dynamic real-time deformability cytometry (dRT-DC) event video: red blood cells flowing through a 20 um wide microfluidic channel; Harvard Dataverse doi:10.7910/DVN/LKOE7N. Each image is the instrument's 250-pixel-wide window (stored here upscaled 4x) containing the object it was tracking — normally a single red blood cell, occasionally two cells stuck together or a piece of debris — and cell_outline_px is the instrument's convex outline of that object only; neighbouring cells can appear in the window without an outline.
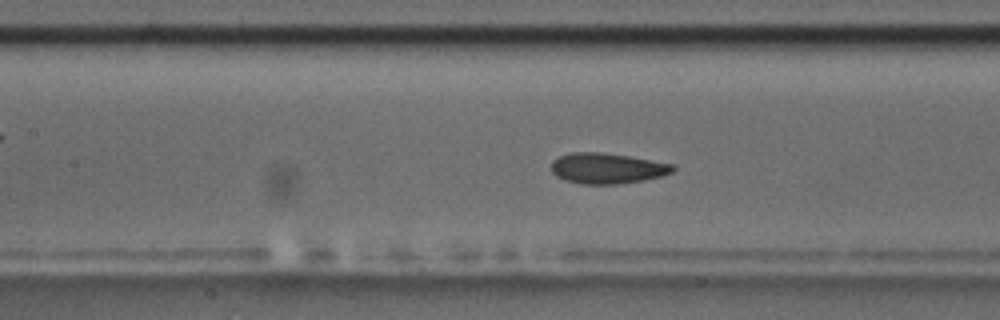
{"species": "common noctule bat (a hibernating species)", "species_latin": "Nyctalus noctula", "temperature_condition": "room temperature", "stored_images_in_passage": 57, "camera_frame_rate_fps": 3000, "um_per_image_px": 0.085, "animal": {"sex": "male", "body_mass_g": 17.5, "forearm_length_mm": 52.3}, "frame": {"image": 1, "passage_image": 25, "time_ms": 8.0, "image_size_px": [1000, 320], "cell_outline_px": [[676, 168], [672, 172], [660, 176], [644, 180], [616, 184], [580, 184], [564, 180], [556, 176], [552, 172], [552, 160], [560, 156], [572, 152], [600, 152], [628, 156], [672, 164]], "centroid_in_image_um": [51.57, 14.31], "position_along_channel_um": 155.8, "area_um2": 21.56}}
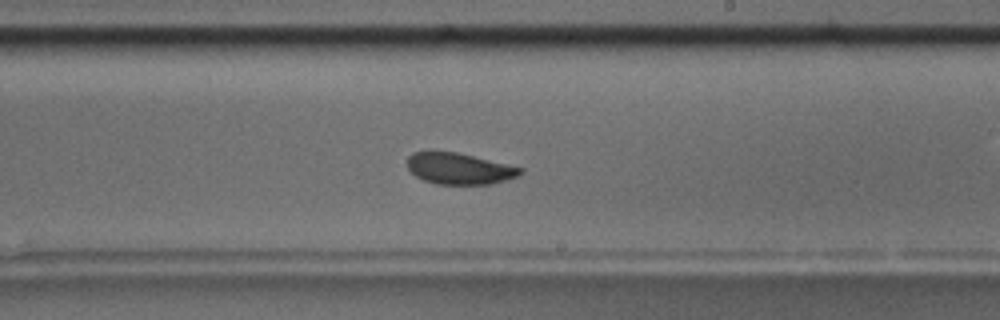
{"frame": {"image": 2, "passage_image": 33, "time_ms": 10.667, "image_size_px": [1000, 320], "cell_outline_px": [[524, 172], [520, 176], [492, 184], [436, 184], [424, 180], [416, 176], [408, 168], [408, 156], [412, 152], [432, 148], [456, 152], [524, 168]], "centroid_in_image_um": [39.01, 14.3], "position_along_channel_um": 250.0, "area_um2": 21.15}, "authors_computed_cell_mechanics": {"area_um2": 21.4438, "velocity_mm_per_s": 3.5545, "shape_relaxation_time_tau1_ms": 3.6734, "shape_relaxation_time_tau2_ms": 0.901, "deformation_change_tau1": 0.0874, "deformation_change_tau2": 0.0665}}